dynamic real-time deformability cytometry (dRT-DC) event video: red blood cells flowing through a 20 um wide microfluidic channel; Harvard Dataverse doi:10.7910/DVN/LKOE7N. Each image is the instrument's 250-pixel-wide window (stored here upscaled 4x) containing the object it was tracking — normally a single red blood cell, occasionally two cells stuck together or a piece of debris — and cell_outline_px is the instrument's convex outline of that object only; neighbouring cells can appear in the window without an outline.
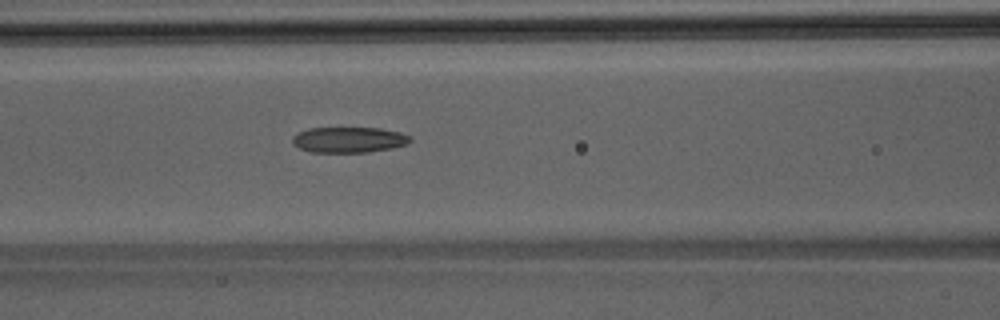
{"species": "Egyptian fruit bat (a non-hibernating species)", "species_latin": "Rousettus aegyptiacus", "temperature_condition": "room temperature", "stored_images_in_passage": 42, "camera_frame_rate_fps": 3000, "um_per_image_px": 0.085, "animal": {"sex": "male"}, "frame": {"image": 1, "passage_image": 14, "time_ms": 4.333, "image_size_px": [1000, 320], "cell_outline_px": [[412, 140], [408, 144], [392, 148], [368, 152], [312, 152], [300, 148], [292, 144], [292, 136], [308, 128], [380, 128], [400, 132], [408, 136]], "centroid_in_image_um": [29.65, 11.88], "position_along_channel_um": 136.9, "area_um2": 17.57}}
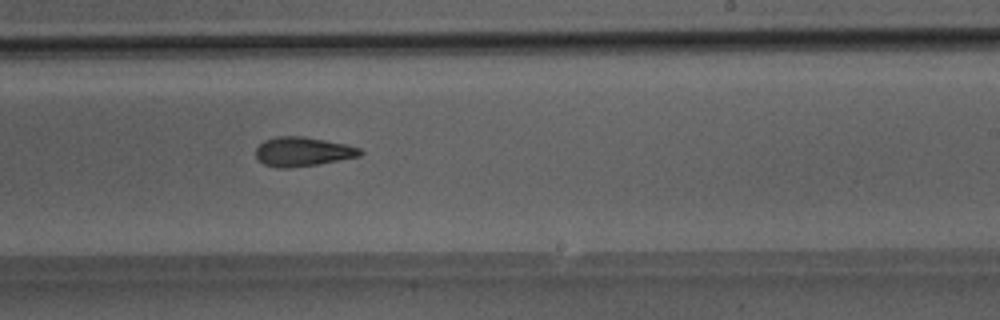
{"frame": {"image": 2, "passage_image": 23, "time_ms": 7.333, "image_size_px": [1000, 320], "cell_outline_px": [[364, 152], [360, 156], [340, 160], [316, 164], [288, 168], [276, 168], [264, 164], [256, 156], [256, 148], [264, 140], [276, 136], [304, 136], [344, 144], [360, 148]], "centroid_in_image_um": [25.72, 12.89], "position_along_channel_um": 263.3, "area_um2": 17.69}}
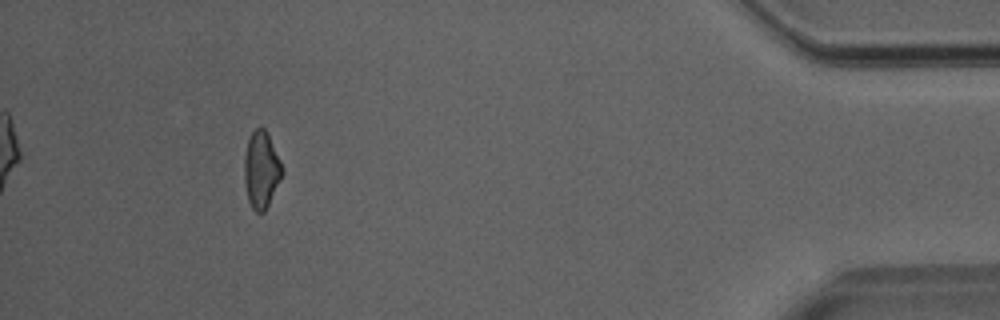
{"frame": {"image": 3, "passage_image": 38, "time_ms": 12.333, "image_size_px": [1000, 320], "cell_outline_px": [[284, 172], [264, 212], [256, 212], [252, 208], [248, 200], [244, 184], [244, 156], [248, 140], [252, 132], [256, 128], [264, 128], [280, 160]], "centroid_in_image_um": [22.19, 14.45], "position_along_channel_um": 413.0, "area_um2": 16.7}}